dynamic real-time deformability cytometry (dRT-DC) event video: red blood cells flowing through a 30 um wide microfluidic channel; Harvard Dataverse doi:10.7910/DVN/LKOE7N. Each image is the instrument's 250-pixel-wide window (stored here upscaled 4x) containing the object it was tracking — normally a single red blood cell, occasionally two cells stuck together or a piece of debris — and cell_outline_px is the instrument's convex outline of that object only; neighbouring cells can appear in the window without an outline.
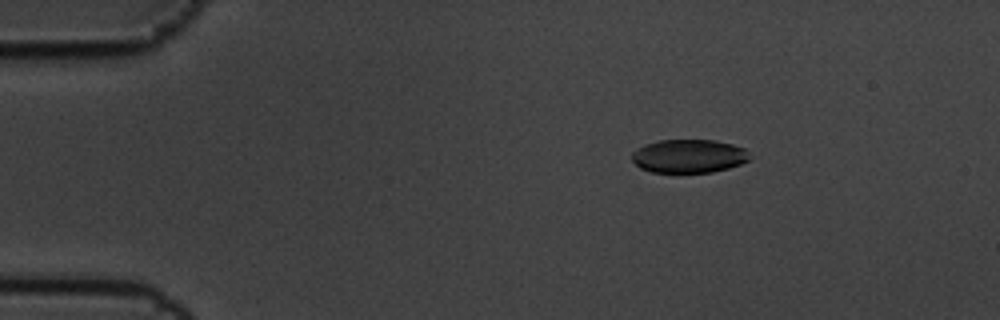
{"species": "common noctule bat (a hibernating species)", "species_latin": "Nyctalus noctula", "temperature_condition": "cold", "stored_images_in_passage": 4, "camera_frame_rate_fps": 3000, "um_per_image_px": 0.085, "animal": {"sex": "male", "body_mass_g": 19.5, "forearm_length_mm": 54.6}, "frame": {"image": 1, "passage_image": 1, "time_ms": 0.0, "image_size_px": [1000, 320], "cell_outline_px": [[748, 160], [740, 164], [728, 168], [712, 172], [652, 172], [640, 168], [632, 160], [632, 152], [636, 148], [644, 144], [660, 140], [716, 140], [732, 144], [744, 148], [748, 152]], "centroid_in_image_um": [58.52, 13.26], "position_along_channel_um": 26.5, "area_um2": 22.95}}
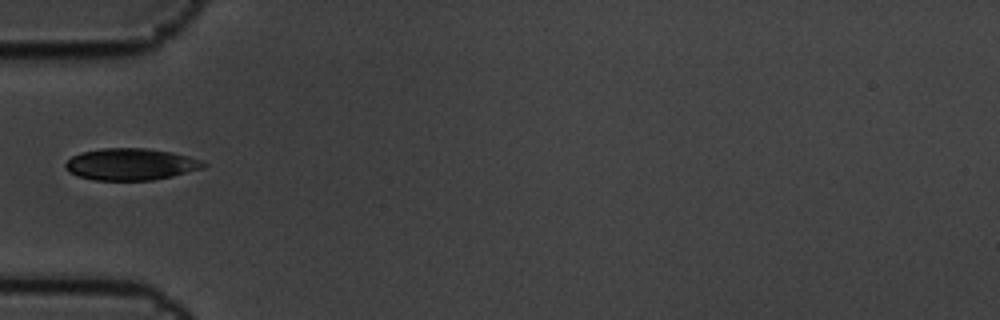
{"frame": {"image": 2, "passage_image": 4, "time_ms": 1.0, "image_size_px": [1000, 320], "cell_outline_px": [[208, 164], [204, 168], [172, 176], [152, 180], [96, 180], [76, 176], [68, 172], [64, 164], [72, 156], [80, 152], [100, 148], [148, 148], [172, 152], [204, 160]], "centroid_in_image_um": [11.12, 13.95], "position_along_channel_um": 73.9, "area_um2": 25.84}}